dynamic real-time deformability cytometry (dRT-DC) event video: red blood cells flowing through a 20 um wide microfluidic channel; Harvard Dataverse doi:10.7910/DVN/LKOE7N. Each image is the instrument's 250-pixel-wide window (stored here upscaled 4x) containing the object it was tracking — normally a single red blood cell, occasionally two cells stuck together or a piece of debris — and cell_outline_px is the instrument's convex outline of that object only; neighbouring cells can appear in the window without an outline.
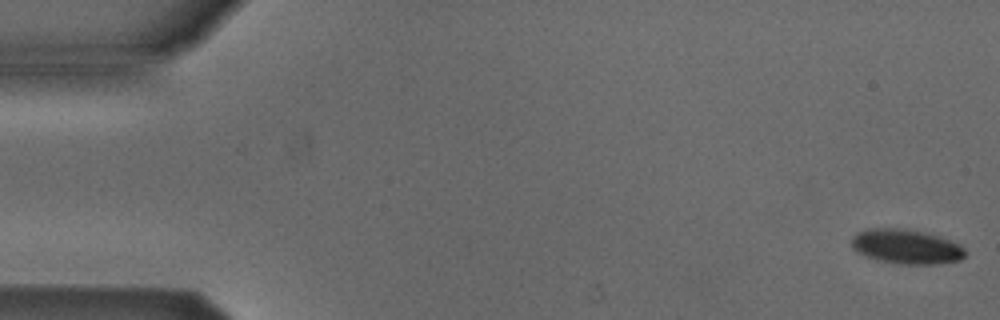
{"species": "Egyptian fruit bat (a non-hibernating species)", "species_latin": "Rousettus aegyptiacus", "temperature_condition": "cold", "stored_images_in_passage": 10, "camera_frame_rate_fps": 3000, "um_per_image_px": 0.085, "animal": {"sex": "male"}, "frame": {"image": 1, "passage_image": 1, "time_ms": 0.0, "image_size_px": [1000, 320], "cell_outline_px": [[964, 256], [960, 260], [940, 264], [896, 264], [876, 260], [864, 256], [856, 252], [852, 248], [852, 236], [856, 232], [864, 228], [904, 228], [924, 232], [960, 244], [964, 248]], "centroid_in_image_um": [76.96, 20.96], "position_along_channel_um": 8.0, "area_um2": 23.18}}